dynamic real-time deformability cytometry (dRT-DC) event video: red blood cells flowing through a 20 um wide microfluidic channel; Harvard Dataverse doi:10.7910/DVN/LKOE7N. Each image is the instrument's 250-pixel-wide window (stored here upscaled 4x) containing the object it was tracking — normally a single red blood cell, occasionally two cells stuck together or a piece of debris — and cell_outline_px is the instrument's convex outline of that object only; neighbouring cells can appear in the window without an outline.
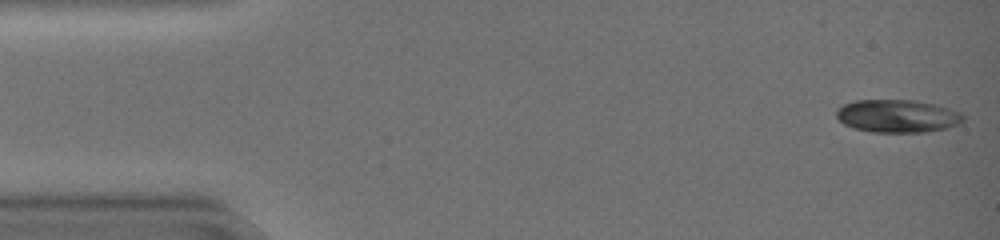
{"species": "common noctule bat (a hibernating species)", "species_latin": "Nyctalus noctula", "temperature_condition": "warm", "stored_images_in_passage": 44, "camera_frame_rate_fps": 3000, "um_per_image_px": 0.085, "animal": {"sex": "female", "body_mass_g": 19.0, "forearm_length_mm": 51.5}, "frame": {"image": 1, "passage_image": 1, "time_ms": 0.0, "image_size_px": [1000, 240], "cell_outline_px": [[964, 120], [956, 124], [944, 128], [924, 132], [872, 132], [856, 128], [844, 124], [836, 116], [836, 108], [852, 100], [912, 100], [936, 104], [960, 112], [964, 116]], "centroid_in_image_um": [76.25, 9.85], "position_along_channel_um": 8.8, "area_um2": 24.16}}
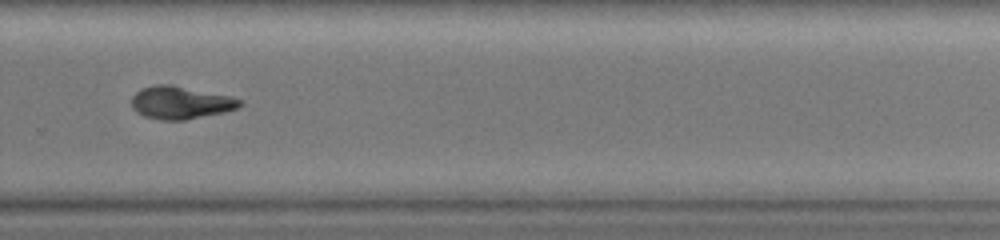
{"frame": {"image": 2, "passage_image": 31, "time_ms": 10.0, "image_size_px": [1000, 240], "cell_outline_px": [[244, 104], [240, 108], [224, 112], [184, 120], [160, 120], [144, 116], [136, 112], [132, 108], [132, 96], [140, 88], [156, 84], [172, 84], [228, 96], [244, 100]], "centroid_in_image_um": [15.35, 8.72], "position_along_channel_um": 314.4, "area_um2": 20.81}}
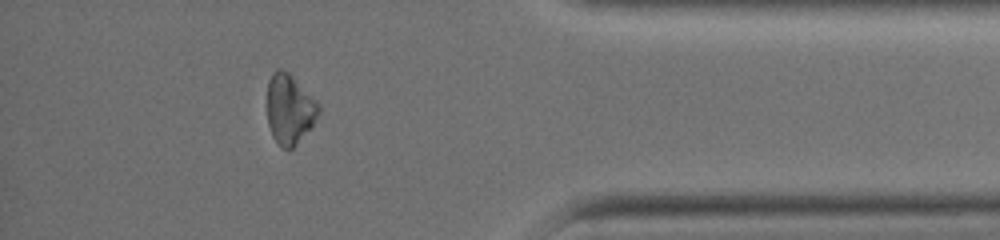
{"frame": {"image": 3, "passage_image": 39, "time_ms": 12.667, "image_size_px": [1000, 240], "cell_outline_px": [[320, 112], [312, 124], [296, 144], [292, 148], [284, 148], [272, 136], [268, 124], [268, 80], [272, 72], [276, 68], [280, 68], [288, 72], [320, 104]], "centroid_in_image_um": [24.6, 9.23], "position_along_channel_um": 410.6, "area_um2": 20.58}, "authors_computed_cell_mechanics": {"area_um2": 22.1085, "velocity_mm_per_s": 4.3078, "shape_relaxation_time_tau1_ms": 5.1774, "shape_relaxation_time_tau2_ms": 2.0718, "deformation_change_tau1": 0.25, "deformation_change_tau2": 0.0563}}